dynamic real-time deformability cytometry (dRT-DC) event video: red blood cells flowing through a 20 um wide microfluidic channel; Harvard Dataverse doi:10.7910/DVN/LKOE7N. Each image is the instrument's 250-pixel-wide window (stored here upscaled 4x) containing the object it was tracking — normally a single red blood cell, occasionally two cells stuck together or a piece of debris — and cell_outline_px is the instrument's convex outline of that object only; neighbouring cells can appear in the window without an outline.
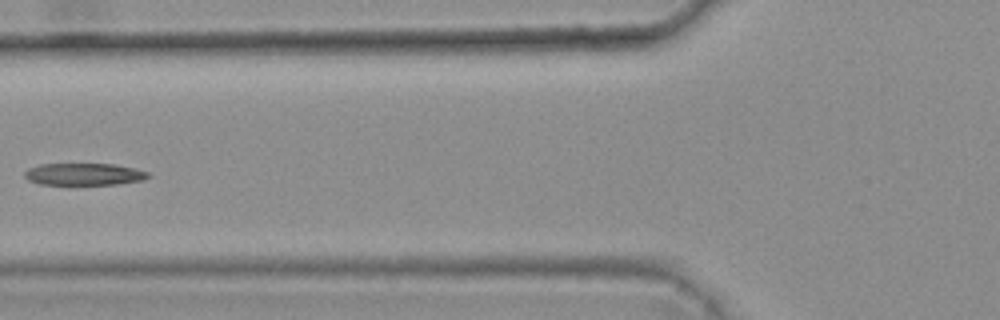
{"species": "common noctule bat (a hibernating species)", "species_latin": "Nyctalus noctula", "temperature_condition": "warm", "stored_images_in_passage": 5, "camera_frame_rate_fps": 3000, "um_per_image_px": 0.085, "animal": {"sex": "female", "body_mass_g": 25.1}, "frame": {"image": 1, "passage_image": 4, "time_ms": 1.0, "image_size_px": [1000, 320], "cell_outline_px": [[152, 176], [144, 180], [116, 184], [68, 188], [40, 184], [28, 180], [24, 176], [24, 172], [28, 168], [40, 164], [112, 164], [132, 168], [148, 172]], "centroid_in_image_um": [7.08, 14.87], "position_along_channel_um": 118.7, "area_um2": 16.88}}
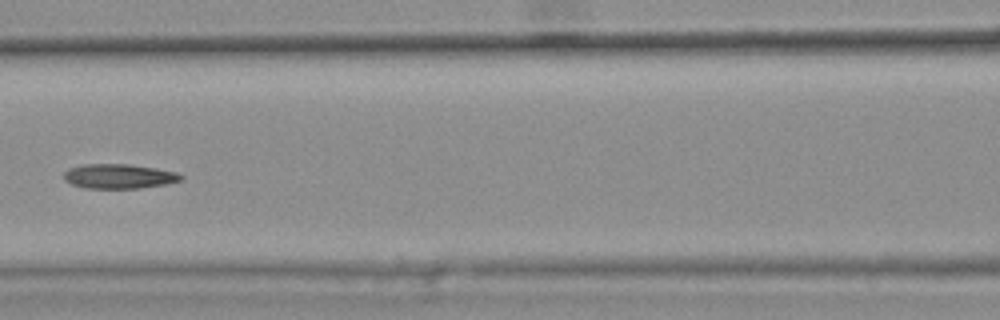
{"frame": {"image": 2, "passage_image": 5, "time_ms": 1.333, "image_size_px": [1000, 320], "cell_outline_px": [[184, 180], [168, 184], [140, 188], [84, 188], [72, 184], [64, 180], [64, 172], [68, 168], [80, 164], [128, 164], [156, 168], [176, 172], [184, 176]], "centroid_in_image_um": [10.13, 14.98], "position_along_channel_um": 156.5, "area_um2": 16.99}}